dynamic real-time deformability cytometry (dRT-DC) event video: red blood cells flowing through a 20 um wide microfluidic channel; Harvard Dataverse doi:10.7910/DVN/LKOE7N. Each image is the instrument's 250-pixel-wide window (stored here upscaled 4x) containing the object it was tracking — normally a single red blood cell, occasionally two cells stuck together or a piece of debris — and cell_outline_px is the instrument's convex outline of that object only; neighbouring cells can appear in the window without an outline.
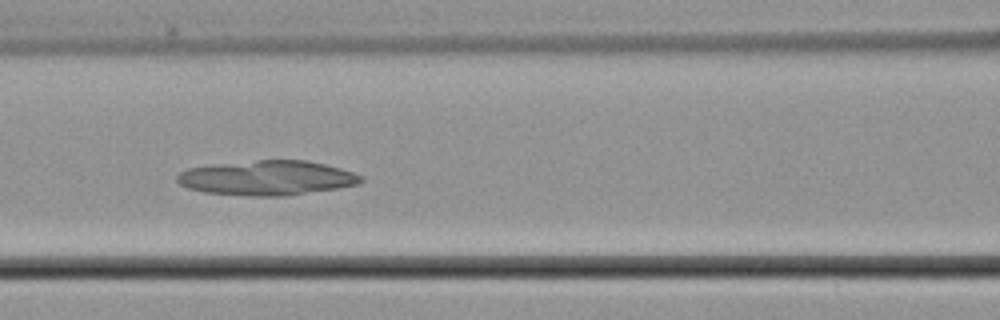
{"species": "common noctule bat (a hibernating species)", "species_latin": "Nyctalus noctula", "temperature_condition": "cold", "stored_images_in_passage": 6, "camera_frame_rate_fps": 3000, "um_per_image_px": 0.085, "animal": {"sex": "male", "body_mass_g": 21.5, "forearm_length_mm": 52.0}, "frame": {"image": 1, "passage_image": 5, "time_ms": 5.0, "image_size_px": [1000, 320], "cell_outline_px": [[364, 180], [360, 184], [336, 188], [284, 196], [248, 196], [204, 192], [188, 188], [180, 184], [176, 180], [176, 176], [180, 172], [188, 168], [212, 164], [256, 160], [308, 160], [340, 168], [352, 172], [360, 176]], "centroid_in_image_um": [22.66, 15.12], "position_along_channel_um": 143.9, "area_um2": 37.17}}
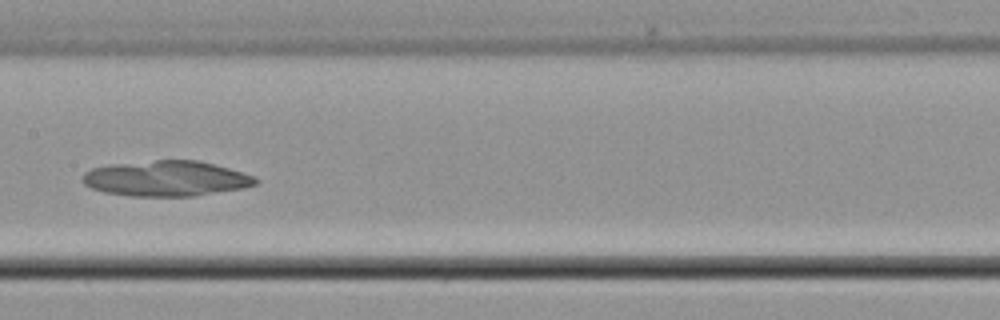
{"frame": {"image": 2, "passage_image": 6, "time_ms": 6.333, "image_size_px": [1000, 320], "cell_outline_px": [[260, 180], [256, 184], [244, 188], [196, 196], [132, 196], [104, 192], [92, 188], [84, 184], [80, 180], [84, 172], [92, 168], [112, 164], [156, 160], [200, 160], [228, 168], [252, 176]], "centroid_in_image_um": [14.11, 15.17], "position_along_channel_um": 193.3, "area_um2": 35.78}}